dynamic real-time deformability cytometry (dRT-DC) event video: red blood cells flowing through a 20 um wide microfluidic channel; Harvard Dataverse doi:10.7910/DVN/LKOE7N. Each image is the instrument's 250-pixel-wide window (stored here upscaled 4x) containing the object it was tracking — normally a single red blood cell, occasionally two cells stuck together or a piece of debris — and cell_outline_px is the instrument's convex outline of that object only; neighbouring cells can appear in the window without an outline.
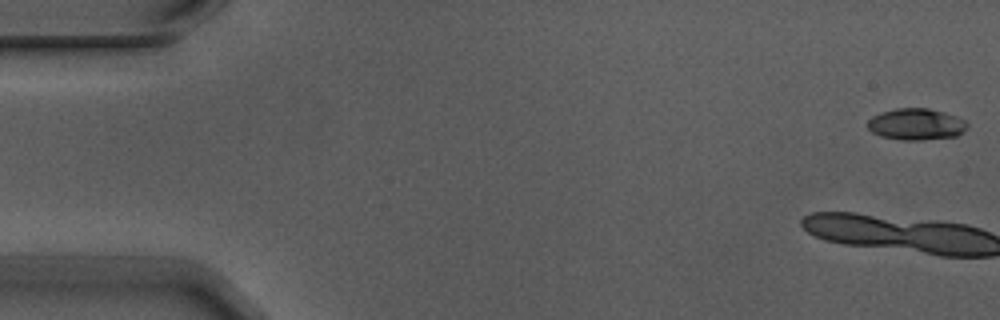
{"species": "Egyptian fruit bat (a non-hibernating species)", "species_latin": "Rousettus aegyptiacus", "temperature_condition": "warm", "stored_images_in_passage": 7, "camera_frame_rate_fps": 3000, "um_per_image_px": 0.085, "animal": {"sex": "male"}, "frame": {"image": 1, "passage_image": 1, "time_ms": 0.0, "image_size_px": [1000, 320], "cell_outline_px": [[968, 128], [956, 136], [924, 140], [900, 140], [880, 136], [872, 132], [868, 128], [868, 120], [872, 116], [880, 112], [896, 108], [928, 108], [944, 112], [956, 116], [964, 120], [968, 124]], "centroid_in_image_um": [77.87, 10.56], "position_along_channel_um": 7.1, "area_um2": 18.44}}
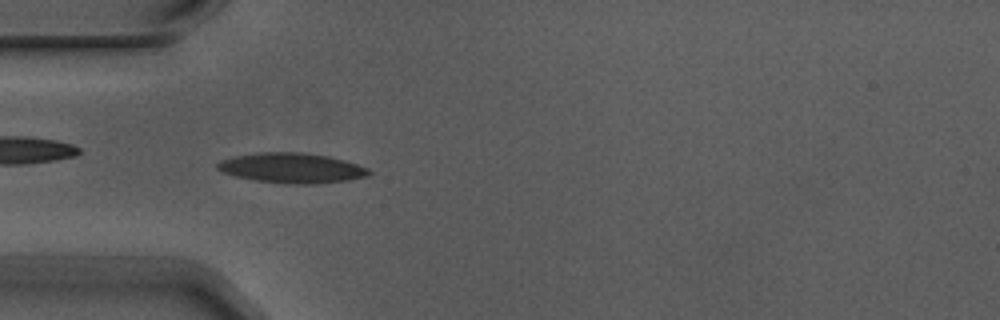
{"frame": {"image": 2, "passage_image": 6, "time_ms": 1.667, "image_size_px": [1000, 320], "cell_outline_px": [[372, 172], [368, 176], [348, 180], [316, 184], [288, 184], [256, 180], [236, 176], [224, 172], [216, 168], [216, 164], [220, 160], [232, 156], [260, 152], [304, 152], [328, 156], [344, 160], [368, 168]], "centroid_in_image_um": [24.8, 14.27], "position_along_channel_um": 60.2, "area_um2": 26.59}}